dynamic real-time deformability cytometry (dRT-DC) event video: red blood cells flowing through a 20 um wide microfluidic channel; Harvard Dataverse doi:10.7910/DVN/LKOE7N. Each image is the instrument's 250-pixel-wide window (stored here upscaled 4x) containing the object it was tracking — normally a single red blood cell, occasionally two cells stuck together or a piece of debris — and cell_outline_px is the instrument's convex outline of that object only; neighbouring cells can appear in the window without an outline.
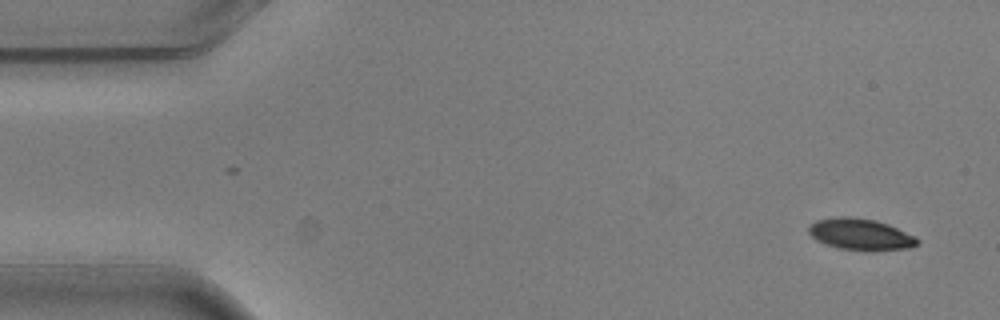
{"species": "common noctule bat (a hibernating species)", "species_latin": "Nyctalus noctula", "temperature_condition": "warm", "stored_images_in_passage": 6, "camera_frame_rate_fps": 3000, "um_per_image_px": 0.085, "animal": {"sex": "male", "body_mass_g": 20.5, "forearm_length_mm": 52.5}, "frame": {"image": 1, "passage_image": 1, "time_ms": 0.0, "image_size_px": [1000, 320], "cell_outline_px": [[920, 244], [912, 248], [872, 252], [840, 248], [824, 244], [816, 240], [808, 232], [808, 228], [816, 220], [840, 216], [848, 216], [876, 220], [888, 224], [916, 236], [920, 240]], "centroid_in_image_um": [73.21, 19.94], "position_along_channel_um": 11.8, "area_um2": 20.35}}
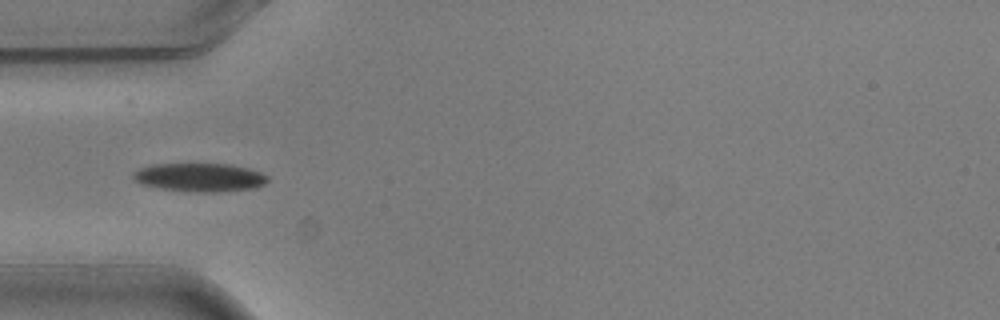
{"frame": {"image": 2, "passage_image": 5, "time_ms": 1.333, "image_size_px": [1000, 320], "cell_outline_px": [[268, 180], [264, 184], [256, 188], [216, 192], [188, 192], [160, 188], [140, 184], [132, 176], [132, 172], [148, 164], [228, 164], [248, 168], [260, 172], [268, 176]], "centroid_in_image_um": [16.96, 15.08], "position_along_channel_um": 68.0, "area_um2": 22.48}}
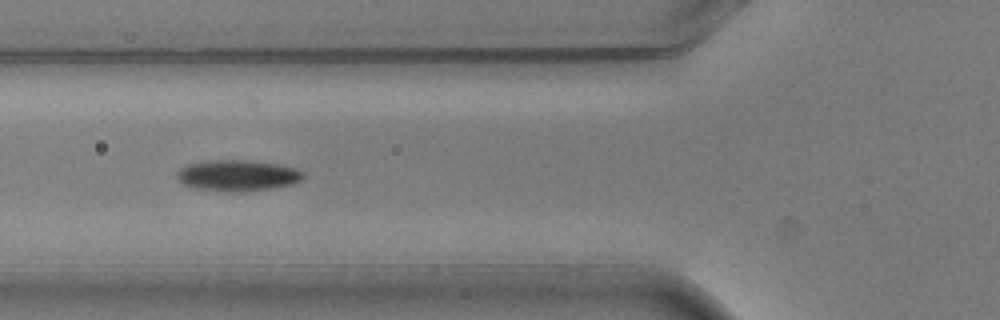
{"frame": {"image": 3, "passage_image": 6, "time_ms": 1.667, "image_size_px": [1000, 320], "cell_outline_px": [[304, 176], [300, 180], [292, 184], [272, 188], [240, 192], [228, 192], [192, 188], [180, 184], [176, 176], [176, 172], [180, 168], [188, 164], [208, 160], [252, 160], [276, 164], [296, 168], [304, 172]], "centroid_in_image_um": [20.14, 14.92], "position_along_channel_um": 105.7, "area_um2": 23.18}}